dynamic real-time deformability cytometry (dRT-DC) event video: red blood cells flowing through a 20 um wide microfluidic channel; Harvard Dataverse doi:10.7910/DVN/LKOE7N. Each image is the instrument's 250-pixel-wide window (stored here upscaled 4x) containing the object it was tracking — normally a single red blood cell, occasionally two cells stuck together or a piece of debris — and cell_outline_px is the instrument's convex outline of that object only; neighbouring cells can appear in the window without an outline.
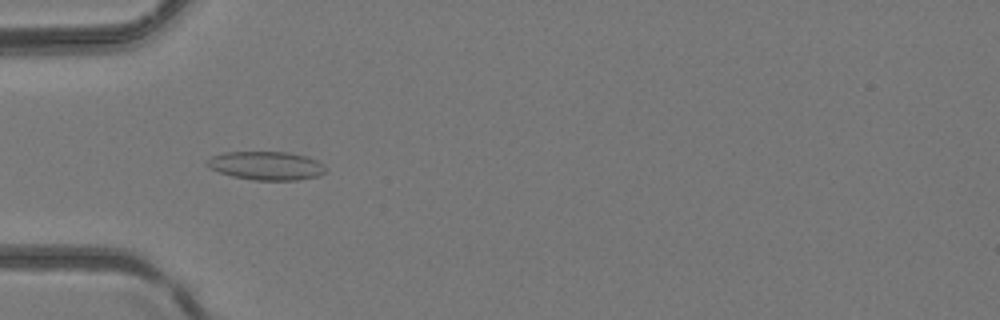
{"species": "common noctule bat (a hibernating species)", "species_latin": "Nyctalus noctula", "temperature_condition": "room temperature", "stored_images_in_passage": 5, "camera_frame_rate_fps": 3000, "um_per_image_px": 0.085, "animal": {"sex": "female", "body_mass_g": 24.6, "forearm_length_mm": 56.2}, "frame": {"image": 1, "passage_image": 3, "time_ms": 2.667, "image_size_px": [1000, 320], "cell_outline_px": [[324, 172], [320, 176], [296, 180], [252, 180], [232, 176], [220, 172], [204, 164], [212, 156], [224, 152], [288, 152], [308, 156], [324, 164]], "centroid_in_image_um": [22.65, 14.08], "position_along_channel_um": 62.4, "area_um2": 19.71}}
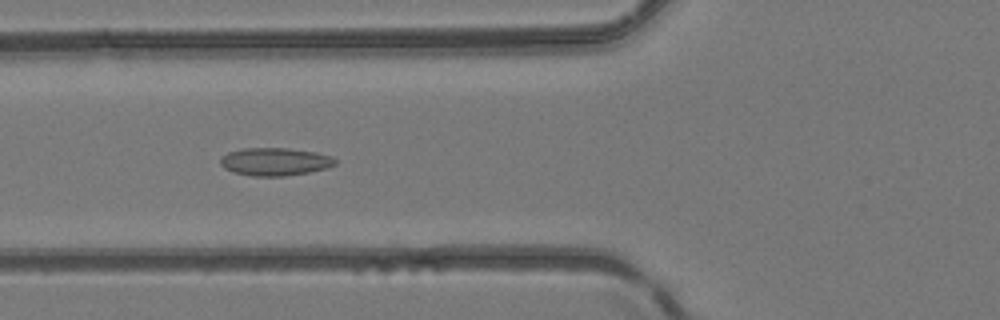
{"frame": {"image": 2, "passage_image": 4, "time_ms": 3.667, "image_size_px": [1000, 320], "cell_outline_px": [[336, 164], [328, 168], [308, 172], [284, 176], [252, 176], [232, 172], [224, 168], [220, 164], [220, 156], [228, 152], [244, 148], [288, 148], [316, 152], [332, 156], [336, 160]], "centroid_in_image_um": [23.36, 13.74], "position_along_channel_um": 102.4, "area_um2": 18.79}}
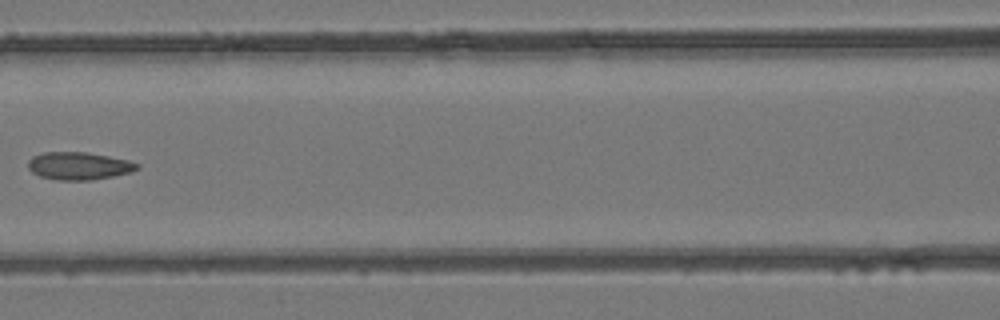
{"frame": {"image": 3, "passage_image": 5, "time_ms": 5.0, "image_size_px": [1000, 320], "cell_outline_px": [[140, 168], [132, 172], [92, 180], [56, 180], [40, 176], [32, 172], [28, 168], [28, 160], [32, 156], [44, 152], [84, 152], [108, 156], [128, 160], [140, 164]], "centroid_in_image_um": [6.7, 14.1], "position_along_channel_um": 159.9, "area_um2": 17.63}}